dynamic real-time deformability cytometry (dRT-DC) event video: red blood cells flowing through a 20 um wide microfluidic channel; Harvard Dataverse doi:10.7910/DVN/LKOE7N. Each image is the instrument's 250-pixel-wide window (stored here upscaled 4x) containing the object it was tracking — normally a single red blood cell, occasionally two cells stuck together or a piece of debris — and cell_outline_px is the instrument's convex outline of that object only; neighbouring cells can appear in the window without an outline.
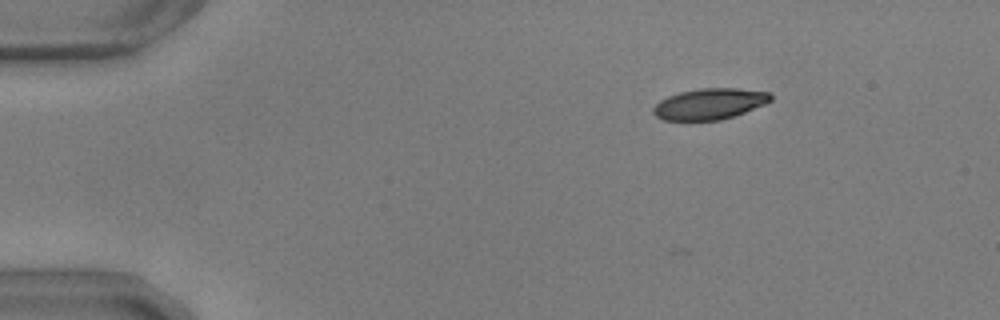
{"species": "common noctule bat (a hibernating species)", "species_latin": "Nyctalus noctula", "temperature_condition": "warm", "stored_images_in_passage": 48, "camera_frame_rate_fps": 3000, "um_per_image_px": 0.085, "animal": {"sex": "male", "body_mass_g": 17.9, "forearm_length_mm": 54.2}, "frame": {"image": 1, "passage_image": 1, "time_ms": 0.0, "image_size_px": [1000, 320], "cell_outline_px": [[772, 100], [764, 104], [744, 112], [720, 120], [664, 120], [656, 116], [652, 112], [652, 108], [660, 100], [668, 96], [680, 92], [700, 88], [736, 88], [768, 92], [772, 96]], "centroid_in_image_um": [60.29, 8.82], "position_along_channel_um": 24.7, "area_um2": 21.04}}
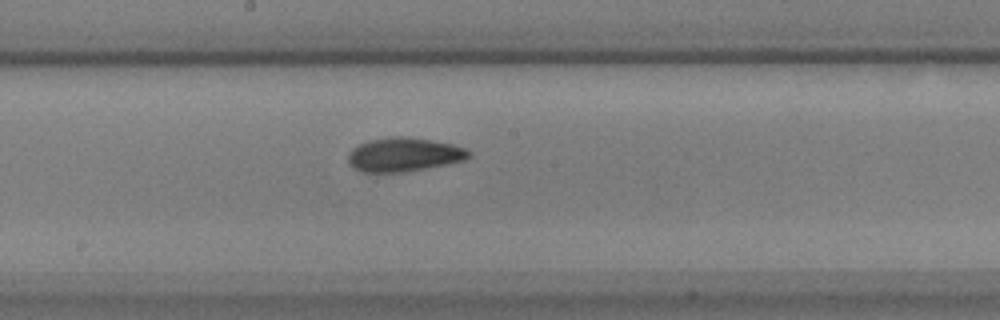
{"frame": {"image": 2, "passage_image": 23, "time_ms": 7.333, "image_size_px": [1000, 320], "cell_outline_px": [[472, 152], [464, 160], [424, 168], [400, 172], [364, 172], [352, 168], [348, 160], [348, 156], [352, 148], [368, 140], [392, 136], [404, 136], [432, 140], [452, 144], [464, 148]], "centroid_in_image_um": [34.29, 13.13], "position_along_channel_um": 213.9, "area_um2": 23.58}}
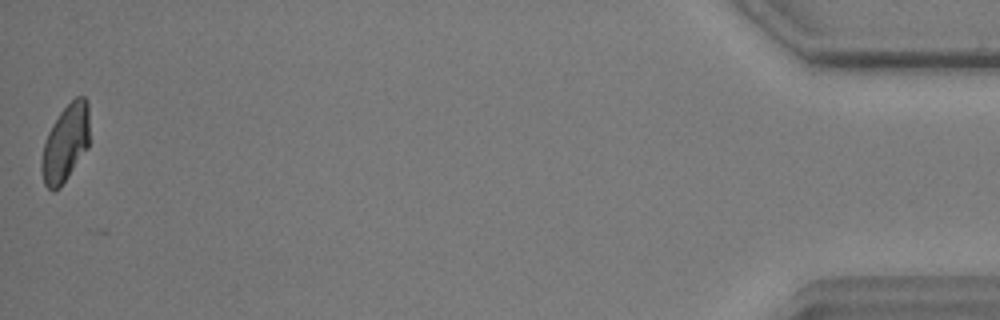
{"frame": {"image": 3, "passage_image": 48, "time_ms": 15.667, "image_size_px": [1000, 320], "cell_outline_px": [[88, 148], [60, 188], [52, 192], [44, 184], [40, 168], [40, 160], [44, 144], [48, 132], [52, 124], [60, 112], [76, 96], [84, 96], [88, 100]], "centroid_in_image_um": [5.54, 12.19], "position_along_channel_um": 429.7, "area_um2": 21.62}, "authors_computed_cell_mechanics": {"area_um2": 22.4842, "velocity_mm_per_s": 3.6537, "shape_relaxation_time_tau1_ms": 5.8984, "shape_relaxation_time_tau2_ms": 1.8324, "deformation_change_tau1": 0.188, "deformation_change_tau2": 0.0575}}